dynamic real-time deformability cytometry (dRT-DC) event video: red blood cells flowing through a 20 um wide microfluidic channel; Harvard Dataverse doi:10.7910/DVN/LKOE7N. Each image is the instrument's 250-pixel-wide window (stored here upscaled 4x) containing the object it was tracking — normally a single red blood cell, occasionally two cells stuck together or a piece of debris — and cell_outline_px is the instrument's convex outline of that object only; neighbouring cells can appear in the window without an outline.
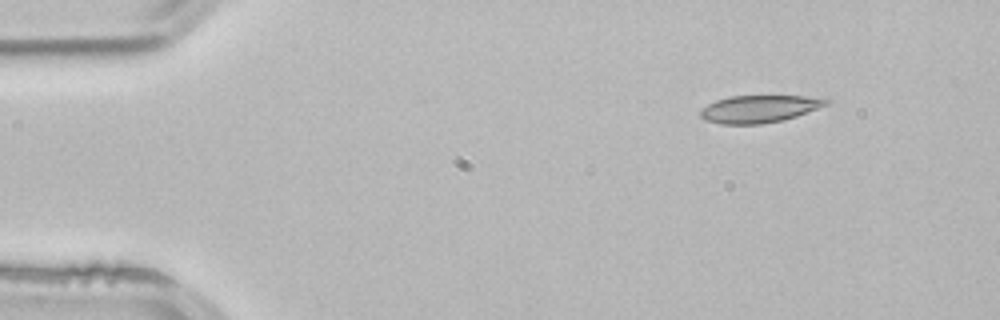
{"species": "common noctule bat (a hibernating species)", "species_latin": "Nyctalus noctula", "temperature_condition": "room temperature", "stored_images_in_passage": 2, "camera_frame_rate_fps": 3000, "um_per_image_px": 0.085, "animal": {"sex": "male", "body_mass_g": 21.5, "forearm_length_mm": 52.0}, "frame": {"image": 1, "passage_image": 1, "time_ms": 0.0, "image_size_px": [1000, 320], "cell_outline_px": [[832, 100], [828, 104], [796, 116], [784, 120], [760, 124], [720, 124], [704, 120], [700, 116], [700, 108], [716, 100], [728, 96], [828, 96]], "centroid_in_image_um": [64.57, 9.24], "position_along_channel_um": 20.4, "area_um2": 20.4}}